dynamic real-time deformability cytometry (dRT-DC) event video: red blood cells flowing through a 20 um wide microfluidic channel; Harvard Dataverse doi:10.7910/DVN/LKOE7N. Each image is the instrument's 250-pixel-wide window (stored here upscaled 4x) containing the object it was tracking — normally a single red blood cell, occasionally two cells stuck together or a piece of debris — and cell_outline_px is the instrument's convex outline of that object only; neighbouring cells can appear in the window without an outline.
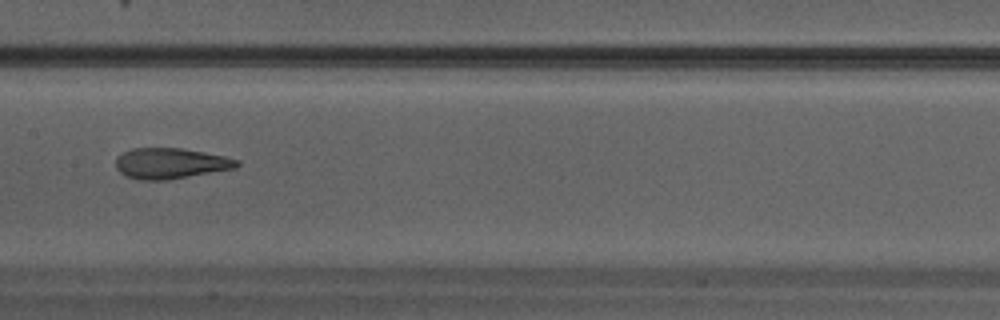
{"species": "Egyptian fruit bat (a non-hibernating species)", "species_latin": "Rousettus aegyptiacus", "temperature_condition": "warm", "stored_images_in_passage": 25, "camera_frame_rate_fps": 3000, "um_per_image_px": 0.085, "animal": {"sex": "male"}, "frame": {"image": 1, "passage_image": 11, "time_ms": 3.333, "image_size_px": [1000, 320], "cell_outline_px": [[240, 164], [236, 168], [168, 180], [144, 180], [128, 176], [120, 172], [116, 168], [116, 156], [132, 148], [180, 148], [224, 156], [240, 160]], "centroid_in_image_um": [14.5, 13.88], "position_along_channel_um": 192.9, "area_um2": 21.56}}